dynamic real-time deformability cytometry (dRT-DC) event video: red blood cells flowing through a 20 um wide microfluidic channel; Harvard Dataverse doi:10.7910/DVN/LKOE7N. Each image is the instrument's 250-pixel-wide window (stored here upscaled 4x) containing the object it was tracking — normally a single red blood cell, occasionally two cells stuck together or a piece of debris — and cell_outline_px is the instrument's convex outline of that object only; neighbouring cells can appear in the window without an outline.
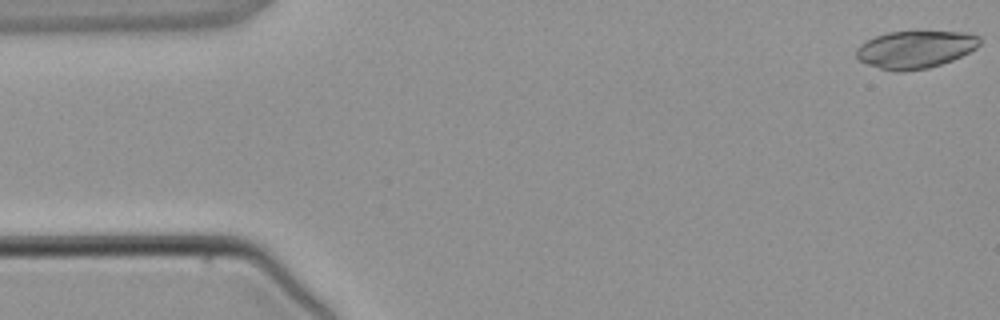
{"species": "common noctule bat (a hibernating species)", "species_latin": "Nyctalus noctula", "temperature_condition": "warm", "stored_images_in_passage": 4, "camera_frame_rate_fps": 3000, "um_per_image_px": 0.085, "animal": {"sex": "male", "body_mass_g": 21.5, "forearm_length_mm": 52.0}, "frame": {"image": 1, "passage_image": 1, "time_ms": 0.0, "image_size_px": [1000, 320], "cell_outline_px": [[980, 44], [976, 48], [952, 60], [928, 68], [900, 72], [896, 72], [880, 68], [868, 64], [860, 60], [856, 56], [856, 48], [860, 44], [876, 36], [888, 32], [964, 32], [980, 36]], "centroid_in_image_um": [77.79, 4.21], "position_along_channel_um": 7.2, "area_um2": 26.7}}
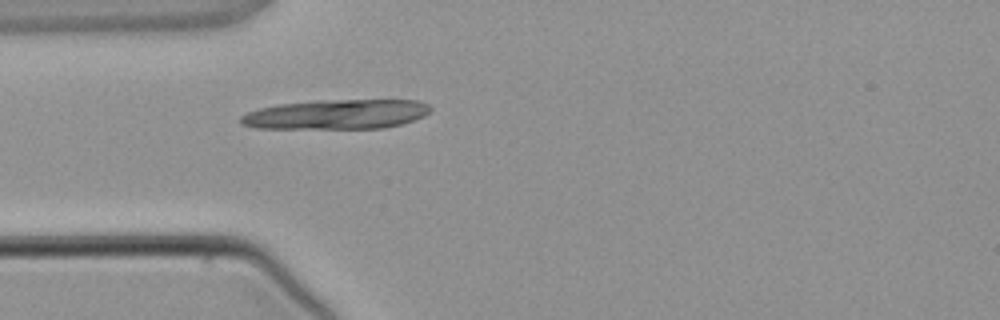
{"frame": {"image": 2, "passage_image": 4, "time_ms": 3.667, "image_size_px": [1000, 320], "cell_outline_px": [[432, 108], [424, 116], [400, 124], [384, 128], [256, 128], [240, 124], [240, 116], [248, 112], [260, 108], [280, 104], [320, 100], [416, 100], [428, 104]], "centroid_in_image_um": [28.59, 9.71], "position_along_channel_um": 56.4, "area_um2": 32.6}}